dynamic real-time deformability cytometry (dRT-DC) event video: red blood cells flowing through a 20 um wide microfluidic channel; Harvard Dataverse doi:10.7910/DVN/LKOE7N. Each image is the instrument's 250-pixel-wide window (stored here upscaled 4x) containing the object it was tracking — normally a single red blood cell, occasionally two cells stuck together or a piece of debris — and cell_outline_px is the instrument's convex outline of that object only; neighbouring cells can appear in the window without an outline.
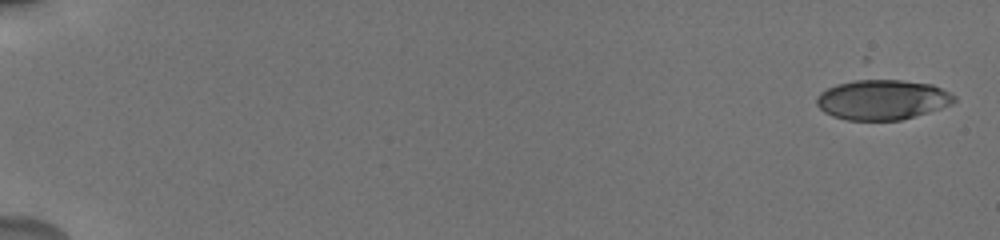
{"species": "human", "species_latin": "Homo sapiens", "temperature_condition": "cold", "stored_images_in_passage": 14, "camera_frame_rate_fps": 3000, "um_per_image_px": 0.085, "donor": {"sex": "male"}, "frame": {"image": 1, "passage_image": 1, "time_ms": 0.0, "image_size_px": [1000, 240], "cell_outline_px": [[956, 100], [952, 104], [928, 112], [900, 120], [848, 120], [832, 116], [824, 112], [816, 104], [816, 96], [820, 92], [836, 84], [864, 76], [868, 76], [904, 80], [932, 84], [956, 96]], "centroid_in_image_um": [74.95, 8.42], "position_along_channel_um": 10.0, "area_um2": 32.95}}
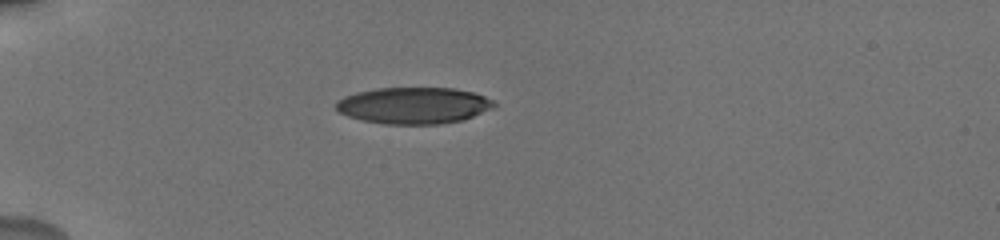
{"frame": {"image": 2, "passage_image": 10, "time_ms": 5.333, "image_size_px": [1000, 240], "cell_outline_px": [[496, 108], [460, 120], [440, 124], [384, 124], [364, 120], [348, 116], [340, 112], [336, 108], [336, 100], [344, 96], [356, 92], [376, 88], [452, 88], [472, 92], [484, 96], [492, 100], [496, 104]], "centroid_in_image_um": [35.16, 8.96], "position_along_channel_um": 49.8, "area_um2": 33.58}}
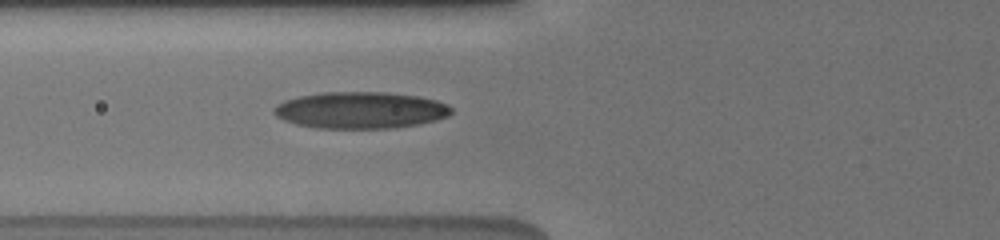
{"frame": {"image": 3, "passage_image": 14, "time_ms": 7.333, "image_size_px": [1000, 240], "cell_outline_px": [[452, 112], [448, 116], [436, 120], [420, 124], [392, 128], [316, 128], [296, 124], [284, 120], [276, 116], [272, 112], [272, 108], [276, 104], [284, 100], [300, 96], [324, 92], [384, 92], [416, 96], [436, 100], [448, 104], [452, 108]], "centroid_in_image_um": [30.63, 9.37], "position_along_channel_um": 95.2, "area_um2": 38.03}}